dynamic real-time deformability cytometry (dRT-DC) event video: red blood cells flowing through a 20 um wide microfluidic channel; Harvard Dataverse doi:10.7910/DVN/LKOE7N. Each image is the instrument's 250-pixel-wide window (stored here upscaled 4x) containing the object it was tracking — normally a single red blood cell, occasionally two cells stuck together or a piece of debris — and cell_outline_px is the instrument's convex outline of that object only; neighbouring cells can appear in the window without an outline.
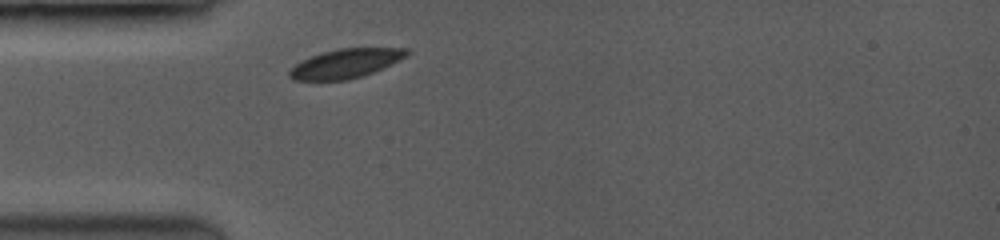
{"species": "common noctule bat (a hibernating species)", "species_latin": "Nyctalus noctula", "temperature_condition": "room temperature", "stored_images_in_passage": 6, "camera_frame_rate_fps": 3500, "um_per_image_px": 0.085, "animal": {"sex": "female", "body_mass_g": 19.0, "forearm_length_mm": 53.3}, "frame": {"image": 1, "passage_image": 1, "time_ms": 0.0, "image_size_px": [1000, 240], "cell_outline_px": [[412, 52], [408, 56], [372, 72], [360, 76], [344, 80], [292, 80], [288, 76], [288, 72], [296, 64], [320, 52], [336, 48], [408, 48]], "centroid_in_image_um": [29.39, 5.38], "position_along_channel_um": 55.6, "area_um2": 19.77}}